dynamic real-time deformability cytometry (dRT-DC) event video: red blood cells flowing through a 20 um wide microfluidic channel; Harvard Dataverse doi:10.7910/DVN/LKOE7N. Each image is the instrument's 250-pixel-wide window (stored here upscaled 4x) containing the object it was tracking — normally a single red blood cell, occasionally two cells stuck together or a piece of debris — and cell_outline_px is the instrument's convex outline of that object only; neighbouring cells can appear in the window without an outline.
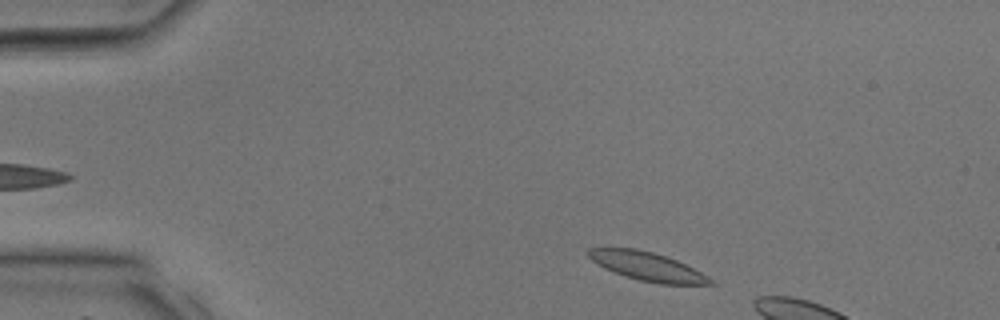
{"species": "common noctule bat (a hibernating species)", "species_latin": "Nyctalus noctula", "temperature_condition": "room temperature", "stored_images_in_passage": 5, "camera_frame_rate_fps": 3000, "um_per_image_px": 0.085, "animal": {"sex": "male", "body_mass_g": 17.9, "forearm_length_mm": 54.2}, "frame": {"image": 1, "passage_image": 1, "time_ms": 0.0, "image_size_px": [1000, 320], "cell_outline_px": [[716, 284], [660, 284], [640, 280], [624, 276], [604, 268], [592, 260], [588, 256], [588, 248], [636, 248], [652, 252], [676, 260], [708, 276]], "centroid_in_image_um": [55.0, 22.64], "position_along_channel_um": 30.0, "area_um2": 20.0}}